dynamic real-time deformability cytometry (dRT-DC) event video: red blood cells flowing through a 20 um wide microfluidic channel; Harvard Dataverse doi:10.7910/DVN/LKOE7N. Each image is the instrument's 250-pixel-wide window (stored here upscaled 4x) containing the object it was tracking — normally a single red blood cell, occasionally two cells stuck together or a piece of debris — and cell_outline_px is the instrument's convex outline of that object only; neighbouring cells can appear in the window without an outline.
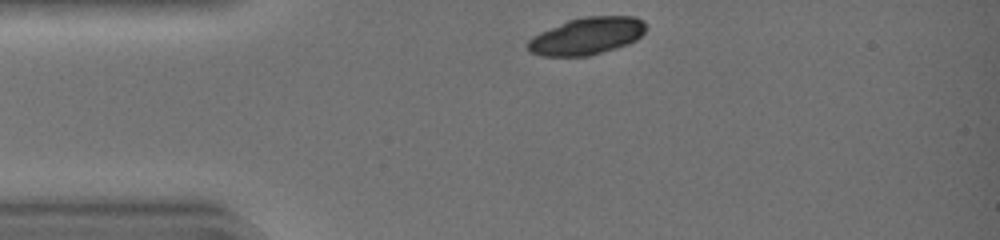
{"species": "common noctule bat (a hibernating species)", "species_latin": "Nyctalus noctula", "temperature_condition": "warm", "stored_images_in_passage": 31, "camera_frame_rate_fps": 3000, "um_per_image_px": 0.085, "animal": {"sex": "female", "body_mass_g": 19.0, "forearm_length_mm": 51.5}, "frame": {"image": 1, "passage_image": 1, "time_ms": 0.0, "image_size_px": [1000, 240], "cell_outline_px": [[648, 28], [636, 40], [628, 44], [616, 48], [588, 56], [540, 56], [528, 52], [524, 44], [532, 36], [540, 32], [568, 20], [584, 16], [636, 16], [644, 20]], "centroid_in_image_um": [49.86, 3.06], "position_along_channel_um": 35.1, "area_um2": 26.01}}
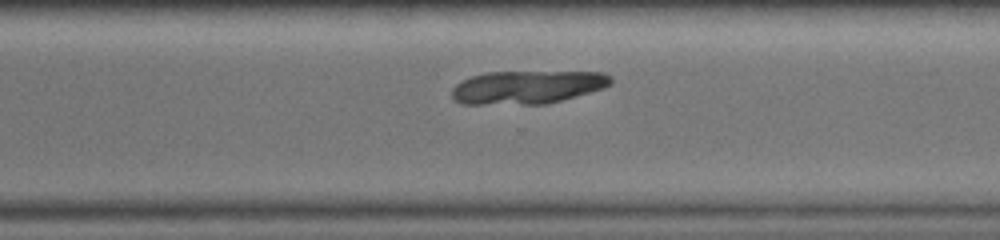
{"frame": {"image": 2, "passage_image": 23, "time_ms": 7.333, "image_size_px": [1000, 240], "cell_outline_px": [[612, 84], [604, 88], [560, 100], [544, 104], [460, 104], [452, 96], [452, 88], [456, 84], [472, 76], [488, 72], [604, 72], [612, 76]], "centroid_in_image_um": [44.83, 7.4], "position_along_channel_um": 325.8, "area_um2": 30.63}}
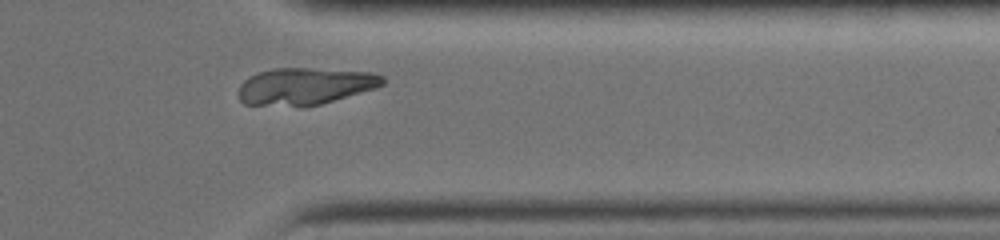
{"frame": {"image": 3, "passage_image": 27, "time_ms": 8.667, "image_size_px": [1000, 240], "cell_outline_px": [[384, 84], [376, 88], [320, 104], [244, 104], [240, 100], [236, 92], [240, 84], [248, 76], [272, 68], [308, 68], [372, 72], [384, 76]], "centroid_in_image_um": [25.92, 7.29], "position_along_channel_um": 385.5, "area_um2": 30.52}}